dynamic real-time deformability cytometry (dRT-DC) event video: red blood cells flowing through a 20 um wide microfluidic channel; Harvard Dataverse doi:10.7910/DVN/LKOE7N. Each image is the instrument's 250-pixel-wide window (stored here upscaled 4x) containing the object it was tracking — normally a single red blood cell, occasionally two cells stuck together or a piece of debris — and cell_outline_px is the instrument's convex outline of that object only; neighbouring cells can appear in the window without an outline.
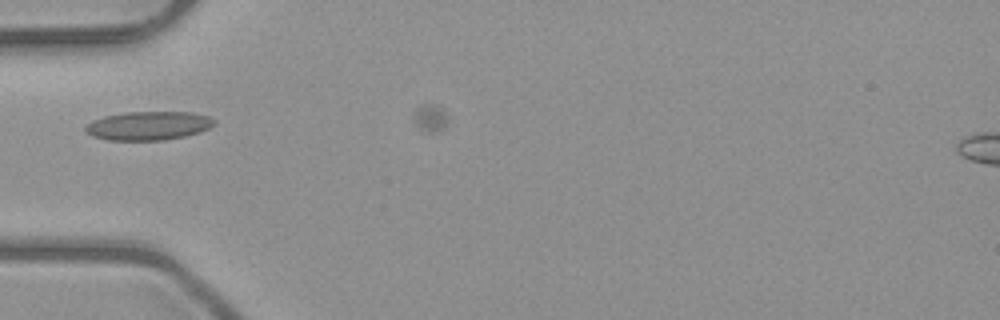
{"species": "common noctule bat (a hibernating species)", "species_latin": "Nyctalus noctula", "temperature_condition": "room temperature", "stored_images_in_passage": 6, "camera_frame_rate_fps": 3000, "um_per_image_px": 0.085, "animal": {"sex": "male", "body_mass_g": 23.1, "forearm_length_mm": 52.7}, "frame": {"image": 1, "passage_image": 3, "time_ms": 0.667, "image_size_px": [1000, 320], "cell_outline_px": [[216, 124], [200, 132], [184, 136], [164, 140], [108, 140], [92, 136], [84, 132], [84, 128], [92, 120], [104, 116], [124, 112], [192, 112], [208, 116], [216, 120]], "centroid_in_image_um": [12.6, 10.68], "position_along_channel_um": 72.4, "area_um2": 21.68}}